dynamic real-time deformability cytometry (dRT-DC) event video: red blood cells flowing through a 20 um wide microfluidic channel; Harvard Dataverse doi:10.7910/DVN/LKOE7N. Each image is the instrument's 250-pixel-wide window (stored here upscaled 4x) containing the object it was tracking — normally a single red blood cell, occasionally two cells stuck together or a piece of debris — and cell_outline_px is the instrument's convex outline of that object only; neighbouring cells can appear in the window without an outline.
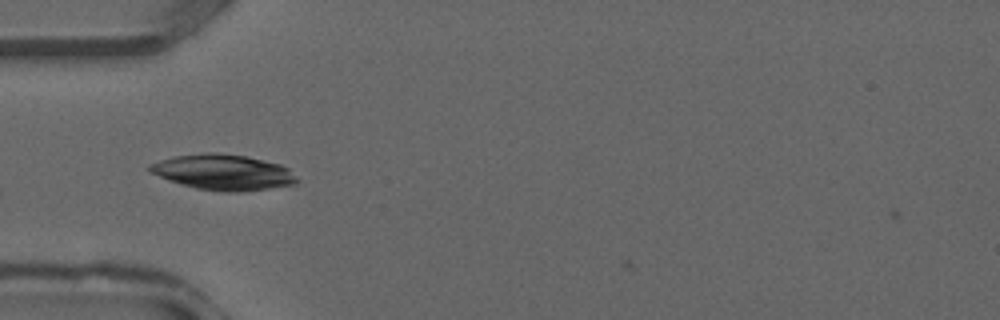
{"species": "common noctule bat (a hibernating species)", "species_latin": "Nyctalus noctula", "temperature_condition": "warm", "stored_images_in_passage": 27, "camera_frame_rate_fps": 3000, "um_per_image_px": 0.085, "animal": {"sex": "male", "forearm_length_mm": 52.5}, "frame": {"image": 1, "passage_image": 2, "time_ms": 0.333, "image_size_px": [1000, 320], "cell_outline_px": [[300, 180], [296, 184], [240, 192], [224, 192], [196, 188], [168, 180], [144, 168], [148, 164], [160, 160], [176, 156], [208, 152], [216, 152], [248, 156], [280, 164], [288, 168]], "centroid_in_image_um": [18.98, 14.63], "position_along_channel_um": 66.0, "area_um2": 30.58}}
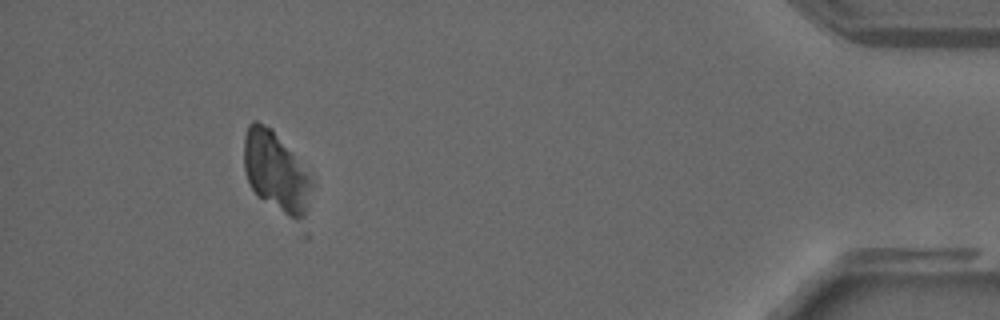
{"frame": {"image": 2, "passage_image": 24, "time_ms": 7.667, "image_size_px": [1000, 320], "cell_outline_px": [[312, 184], [304, 216], [300, 220], [296, 220], [288, 216], [256, 196], [244, 172], [244, 136], [248, 124], [252, 120], [256, 120], [272, 128], [312, 180]], "centroid_in_image_um": [23.38, 14.57], "position_along_channel_um": 411.8, "area_um2": 30.81}}